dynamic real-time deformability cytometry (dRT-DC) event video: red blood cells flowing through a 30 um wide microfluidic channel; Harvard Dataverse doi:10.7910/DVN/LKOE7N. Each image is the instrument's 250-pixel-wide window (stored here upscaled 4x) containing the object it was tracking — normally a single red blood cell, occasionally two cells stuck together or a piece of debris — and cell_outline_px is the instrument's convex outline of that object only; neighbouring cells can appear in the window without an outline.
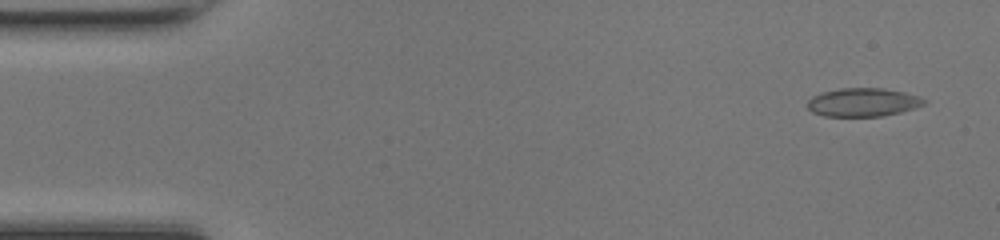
{"species": "common noctule bat (a hibernating species)", "species_latin": "Nyctalus noctula", "temperature_condition": "room temperature", "stored_images_in_passage": 49, "camera_frame_rate_fps": 3000, "um_per_image_px": 0.085, "animal": {"sex": "female", "body_mass_g": 17.0, "forearm_length_mm": 48.0}, "frame": {"image": 1, "passage_image": 3, "time_ms": 0.667, "image_size_px": [1000, 240], "cell_outline_px": [[928, 100], [924, 104], [900, 112], [884, 116], [824, 116], [812, 112], [808, 108], [808, 100], [812, 96], [820, 92], [840, 88], [884, 88], [904, 92], [920, 96]], "centroid_in_image_um": [73.34, 8.68], "position_along_channel_um": 11.7, "area_um2": 19.42}}
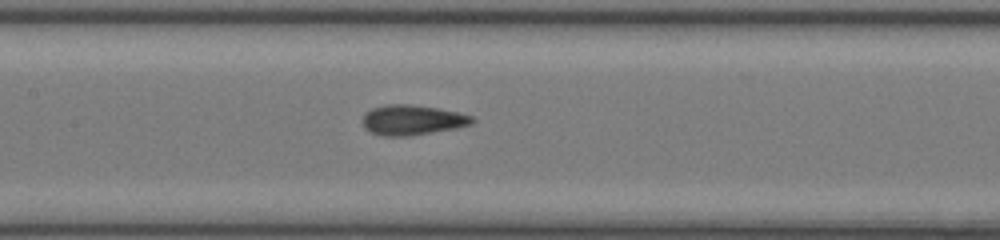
{"frame": {"image": 2, "passage_image": 23, "time_ms": 7.333, "image_size_px": [1000, 240], "cell_outline_px": [[476, 120], [472, 124], [456, 128], [412, 136], [384, 136], [372, 132], [364, 128], [360, 120], [364, 112], [372, 108], [384, 104], [412, 104], [440, 108], [472, 116]], "centroid_in_image_um": [35.01, 10.19], "position_along_channel_um": 172.4, "area_um2": 19.59}}
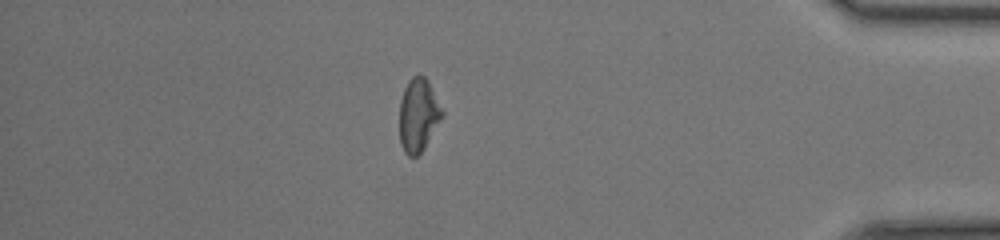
{"frame": {"image": 3, "passage_image": 42, "time_ms": 13.667, "image_size_px": [1000, 240], "cell_outline_px": [[444, 116], [424, 148], [416, 156], [408, 156], [404, 152], [400, 144], [400, 100], [404, 88], [408, 80], [412, 76], [424, 76], [428, 80], [444, 112]], "centroid_in_image_um": [35.56, 9.78], "position_along_channel_um": 399.6, "area_um2": 18.26}, "authors_computed_cell_mechanics": {"area_um2": 19.1318, "velocity_mm_per_s": 4.2704, "shape_relaxation_time_tau1_ms": 4.8438, "shape_relaxation_time_tau2_ms": 2.1301, "deformation_change_tau1": 0.1089, "deformation_change_tau2": 0.0889}}